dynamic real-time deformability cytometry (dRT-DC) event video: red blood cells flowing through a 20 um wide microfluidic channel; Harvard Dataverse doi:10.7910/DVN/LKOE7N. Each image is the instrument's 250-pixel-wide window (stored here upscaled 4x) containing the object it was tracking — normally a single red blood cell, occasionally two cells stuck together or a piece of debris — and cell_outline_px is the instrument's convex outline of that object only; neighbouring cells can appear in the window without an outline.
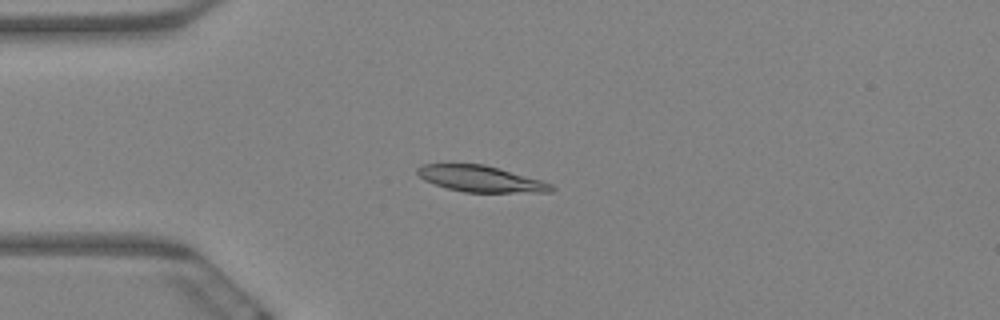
{"species": "Egyptian fruit bat (a non-hibernating species)", "species_latin": "Rousettus aegyptiacus", "temperature_condition": "warm", "stored_images_in_passage": 6, "camera_frame_rate_fps": 3000, "um_per_image_px": 0.085, "animal": {"sex": "female"}, "frame": {"image": 1, "passage_image": 5, "time_ms": 1.333, "image_size_px": [1000, 320], "cell_outline_px": [[556, 188], [552, 192], [464, 192], [448, 188], [424, 180], [416, 172], [416, 168], [424, 164], [484, 164], [540, 180], [552, 184]], "centroid_in_image_um": [40.86, 15.2], "position_along_channel_um": 44.1, "area_um2": 20.17}}